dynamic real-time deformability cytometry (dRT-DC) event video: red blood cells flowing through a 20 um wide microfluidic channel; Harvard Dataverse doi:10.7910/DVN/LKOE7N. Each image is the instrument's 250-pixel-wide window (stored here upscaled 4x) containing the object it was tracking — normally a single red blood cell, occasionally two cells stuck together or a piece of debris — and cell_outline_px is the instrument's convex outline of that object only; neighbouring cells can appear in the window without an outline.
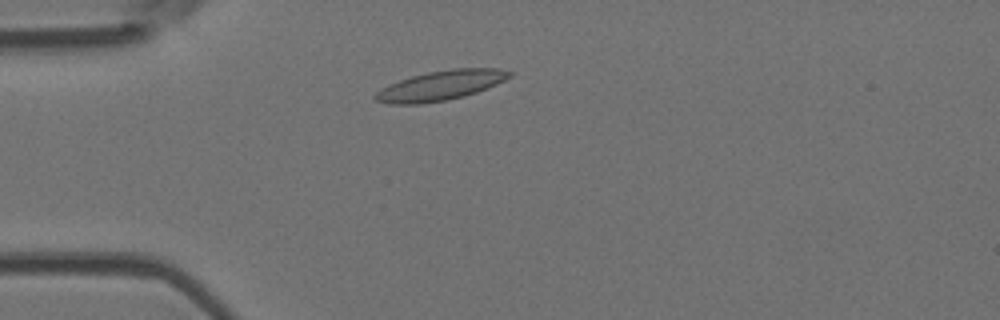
{"species": "Egyptian fruit bat (a non-hibernating species)", "species_latin": "Rousettus aegyptiacus", "temperature_condition": "room temperature", "stored_images_in_passage": 3, "camera_frame_rate_fps": 3000, "um_per_image_px": 0.085, "animal": {"sex": "female"}, "frame": {"image": 1, "passage_image": 3, "time_ms": 2.333, "image_size_px": [1000, 320], "cell_outline_px": [[512, 76], [496, 84], [476, 92], [464, 96], [444, 100], [420, 104], [388, 104], [376, 100], [372, 96], [380, 88], [388, 84], [412, 76], [428, 72], [452, 68], [500, 68], [512, 72]], "centroid_in_image_um": [37.43, 7.26], "position_along_channel_um": 47.6, "area_um2": 23.18}}